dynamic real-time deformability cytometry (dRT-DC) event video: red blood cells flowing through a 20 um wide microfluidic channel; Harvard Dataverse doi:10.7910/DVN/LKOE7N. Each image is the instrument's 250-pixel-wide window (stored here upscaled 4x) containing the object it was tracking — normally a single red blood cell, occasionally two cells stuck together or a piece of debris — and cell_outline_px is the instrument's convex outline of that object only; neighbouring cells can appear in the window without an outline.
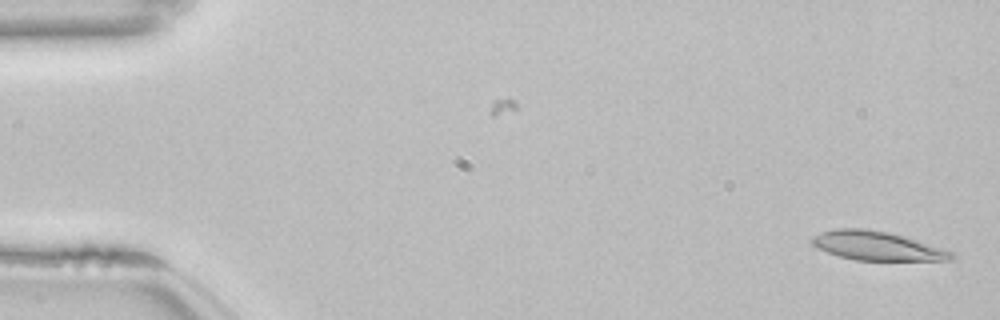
{"species": "common noctule bat (a hibernating species)", "species_latin": "Nyctalus noctula", "temperature_condition": "room temperature", "stored_images_in_passage": 52, "camera_frame_rate_fps": 3000, "um_per_image_px": 0.085, "animal": {"sex": "female", "body_mass_g": 22.7, "forearm_length_mm": 54.2}, "frame": {"image": 1, "passage_image": 1, "time_ms": 0.0, "image_size_px": [1000, 320], "cell_outline_px": [[956, 256], [952, 260], [856, 260], [840, 256], [828, 252], [812, 244], [812, 236], [820, 232], [836, 228], [864, 228], [888, 232], [904, 236], [952, 252]], "centroid_in_image_um": [74.52, 20.89], "position_along_channel_um": 10.5, "area_um2": 23.18}}
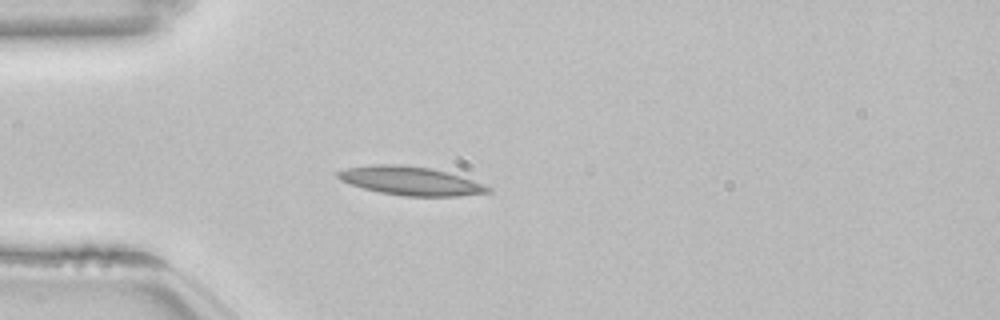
{"frame": {"image": 2, "passage_image": 14, "time_ms": 4.333, "image_size_px": [1000, 320], "cell_outline_px": [[492, 192], [460, 196], [404, 196], [380, 192], [364, 188], [340, 180], [336, 176], [336, 172], [344, 168], [372, 164], [396, 164], [432, 168], [460, 176], [484, 184], [492, 188]], "centroid_in_image_um": [34.89, 15.37], "position_along_channel_um": 50.1, "area_um2": 25.03}}
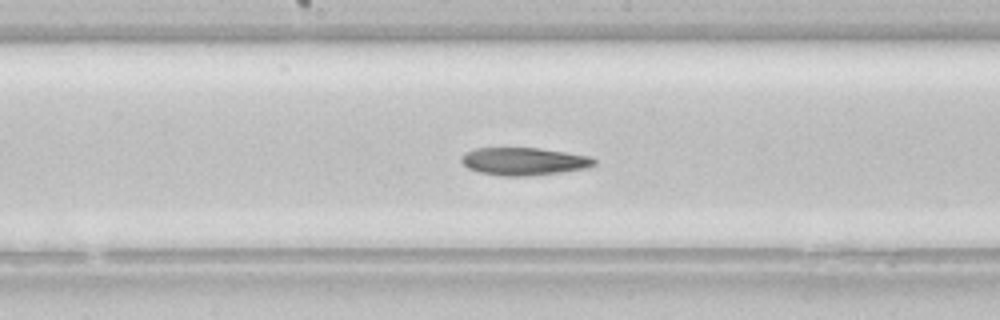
{"frame": {"image": 3, "passage_image": 27, "time_ms": 8.667, "image_size_px": [1000, 320], "cell_outline_px": [[596, 164], [588, 168], [560, 172], [528, 176], [504, 176], [480, 172], [468, 168], [460, 160], [460, 156], [464, 152], [476, 148], [540, 148], [592, 156], [596, 160]], "centroid_in_image_um": [44.54, 13.71], "position_along_channel_um": 203.7, "area_um2": 21.56}, "authors_computed_cell_mechanics": {"area_um2": 23.1778, "velocity_mm_per_s": 3.8328, "shape_relaxation_time_tau1_ms": null, "shape_relaxation_time_tau2_ms": 7.0498, "deformation_change_tau1": null, "deformation_change_tau2": 0.1771}}